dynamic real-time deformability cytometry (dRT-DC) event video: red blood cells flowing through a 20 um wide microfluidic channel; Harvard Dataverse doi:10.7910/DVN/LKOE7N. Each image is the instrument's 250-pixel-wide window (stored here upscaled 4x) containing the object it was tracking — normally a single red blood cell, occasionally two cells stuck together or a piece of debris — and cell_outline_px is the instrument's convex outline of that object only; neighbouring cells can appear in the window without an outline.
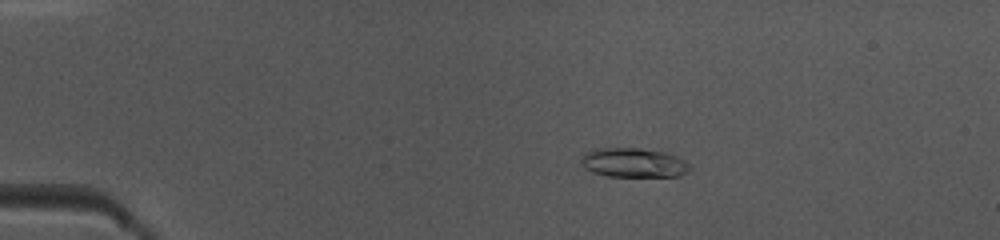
{"species": "common noctule bat (a hibernating species)", "species_latin": "Nyctalus noctula", "temperature_condition": "warm", "stored_images_in_passage": 50, "camera_frame_rate_fps": 3000, "um_per_image_px": 0.085, "animal": {"sex": "female", "body_mass_g": 10.0, "forearm_length_mm": 53.1}, "frame": {"image": 1, "passage_image": 10, "time_ms": 3.0, "image_size_px": [1000, 240], "cell_outline_px": [[692, 168], [688, 172], [680, 176], [608, 176], [592, 172], [584, 168], [580, 160], [580, 156], [596, 148], [640, 148], [664, 152], [676, 156], [692, 164]], "centroid_in_image_um": [53.88, 13.83], "position_along_channel_um": 31.1, "area_um2": 18.73}}
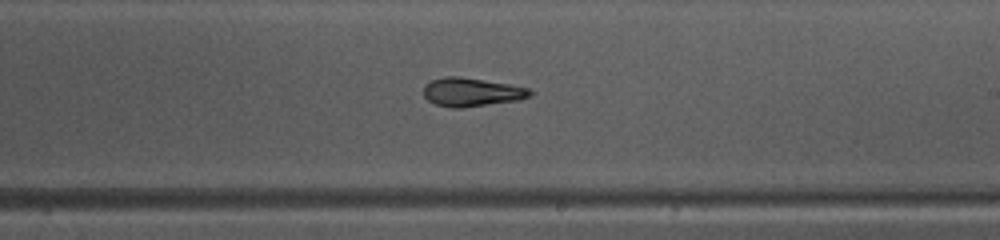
{"frame": {"image": 2, "passage_image": 30, "time_ms": 9.667, "image_size_px": [1000, 240], "cell_outline_px": [[536, 92], [532, 96], [520, 100], [460, 108], [452, 108], [436, 104], [428, 100], [424, 96], [424, 84], [432, 80], [444, 76], [460, 76], [508, 84], [528, 88]], "centroid_in_image_um": [40.11, 7.83], "position_along_channel_um": 248.9, "area_um2": 17.86}}
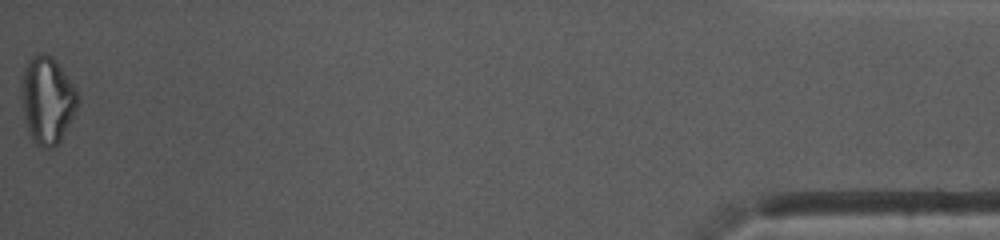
{"frame": {"image": 3, "passage_image": 50, "time_ms": 16.333, "image_size_px": [1000, 240], "cell_outline_px": [[80, 100], [60, 140], [52, 148], [44, 148], [36, 144], [32, 140], [28, 132], [24, 116], [20, 88], [24, 68], [28, 60], [32, 56], [40, 52], [48, 52], [56, 60], [80, 96]], "centroid_in_image_um": [3.99, 8.47], "position_along_channel_um": 431.2, "area_um2": 28.55}, "authors_computed_cell_mechanics": {"area_um2": 18.207, "velocity_mm_per_s": 4.0466, "shape_relaxation_time_tau1_ms": 2.9073, "shape_relaxation_time_tau2_ms": 3.2887, "deformation_change_tau1": 0.1702, "deformation_change_tau2": 0.106}}